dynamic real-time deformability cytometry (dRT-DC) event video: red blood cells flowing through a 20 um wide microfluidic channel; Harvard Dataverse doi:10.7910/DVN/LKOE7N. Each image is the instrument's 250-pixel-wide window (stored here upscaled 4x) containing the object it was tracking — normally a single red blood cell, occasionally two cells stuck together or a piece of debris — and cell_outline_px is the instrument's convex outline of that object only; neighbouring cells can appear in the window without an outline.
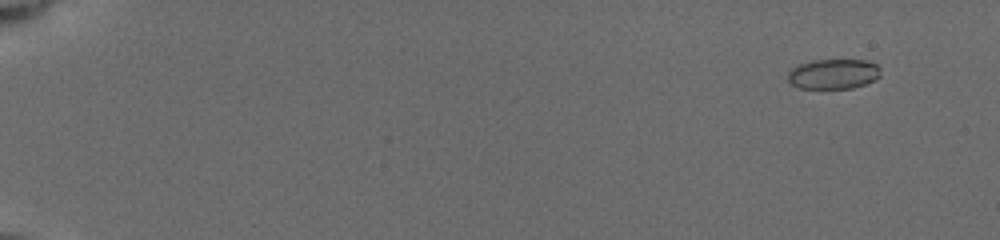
{"species": "common noctule bat (a hibernating species)", "species_latin": "Nyctalus noctula", "temperature_condition": "cold", "stored_images_in_passage": 59, "camera_frame_rate_fps": 3000, "um_per_image_px": 0.085, "animal": {"sex": "female", "body_mass_g": 19.5, "forearm_length_mm": 54.1}, "frame": {"image": 1, "passage_image": 5, "time_ms": 1.333, "image_size_px": [1000, 240], "cell_outline_px": [[880, 76], [864, 84], [852, 88], [800, 88], [792, 84], [788, 80], [788, 72], [792, 68], [800, 64], [812, 60], [868, 60], [876, 64], [880, 68]], "centroid_in_image_um": [70.84, 6.28], "position_along_channel_um": 14.2, "area_um2": 16.13}}
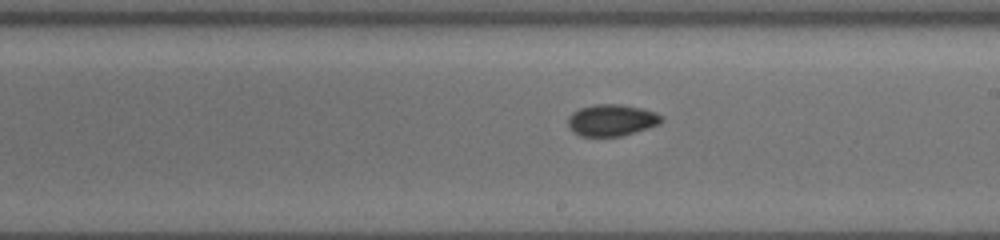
{"frame": {"image": 2, "passage_image": 32, "time_ms": 11.333, "image_size_px": [1000, 240], "cell_outline_px": [[664, 120], [660, 124], [648, 128], [620, 136], [580, 136], [572, 132], [568, 124], [568, 116], [572, 112], [580, 108], [596, 104], [620, 104], [640, 108], [656, 112], [664, 116]], "centroid_in_image_um": [52.0, 10.21], "position_along_channel_um": 237.0, "area_um2": 17.34}}
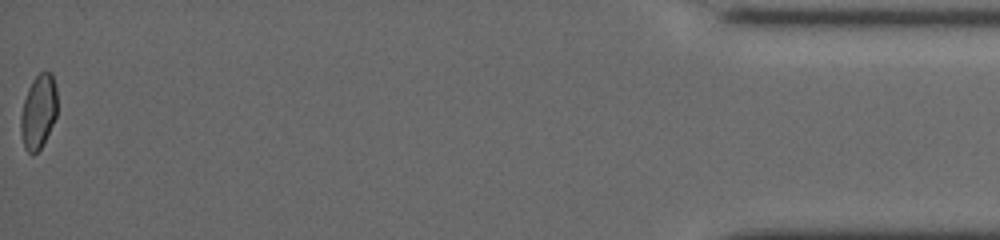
{"frame": {"image": 3, "passage_image": 57, "time_ms": 18.333, "image_size_px": [1000, 240], "cell_outline_px": [[56, 116], [40, 148], [32, 156], [24, 148], [20, 132], [20, 116], [24, 100], [28, 88], [32, 80], [44, 68], [52, 72], [56, 88]], "centroid_in_image_um": [3.25, 9.45], "position_along_channel_um": 432.0, "area_um2": 15.84}, "authors_computed_cell_mechanics": {"area_um2": 16.5886, "velocity_mm_per_s": 3.9201, "shape_relaxation_time_tau1_ms": null, "shape_relaxation_time_tau2_ms": 3.0417, "deformation_change_tau1": null, "deformation_change_tau2": 0.0496}}